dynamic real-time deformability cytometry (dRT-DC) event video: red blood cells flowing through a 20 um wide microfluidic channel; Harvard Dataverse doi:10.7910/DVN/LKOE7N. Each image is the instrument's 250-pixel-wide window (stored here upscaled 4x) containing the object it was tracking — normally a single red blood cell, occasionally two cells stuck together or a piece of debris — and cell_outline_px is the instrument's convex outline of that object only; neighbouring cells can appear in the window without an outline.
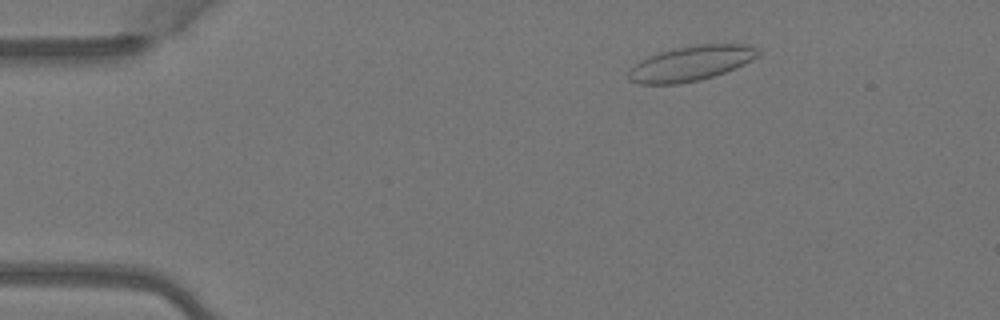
{"species": "Egyptian fruit bat (a non-hibernating species)", "species_latin": "Rousettus aegyptiacus", "temperature_condition": "warm", "stored_images_in_passage": 4, "camera_frame_rate_fps": 3000, "um_per_image_px": 0.085, "animal": {"sex": "female"}, "frame": {"image": 1, "passage_image": 2, "time_ms": 0.333, "image_size_px": [1000, 320], "cell_outline_px": [[760, 52], [752, 60], [736, 68], [700, 80], [680, 84], [640, 84], [628, 80], [628, 72], [640, 60], [648, 56], [660, 52], [676, 48], [696, 44], [748, 44], [756, 48]], "centroid_in_image_um": [58.72, 5.39], "position_along_channel_um": 26.3, "area_um2": 26.3}}
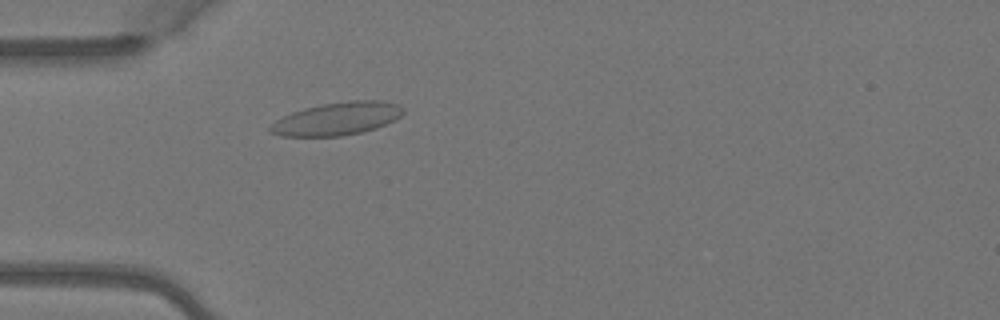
{"frame": {"image": 2, "passage_image": 4, "time_ms": 1.0, "image_size_px": [1000, 320], "cell_outline_px": [[404, 112], [400, 116], [376, 128], [360, 132], [340, 136], [280, 136], [268, 132], [268, 128], [276, 120], [292, 112], [304, 108], [324, 104], [348, 100], [380, 100], [396, 104], [404, 108]], "centroid_in_image_um": [28.62, 10.09], "position_along_channel_um": 56.4, "area_um2": 25.26}}